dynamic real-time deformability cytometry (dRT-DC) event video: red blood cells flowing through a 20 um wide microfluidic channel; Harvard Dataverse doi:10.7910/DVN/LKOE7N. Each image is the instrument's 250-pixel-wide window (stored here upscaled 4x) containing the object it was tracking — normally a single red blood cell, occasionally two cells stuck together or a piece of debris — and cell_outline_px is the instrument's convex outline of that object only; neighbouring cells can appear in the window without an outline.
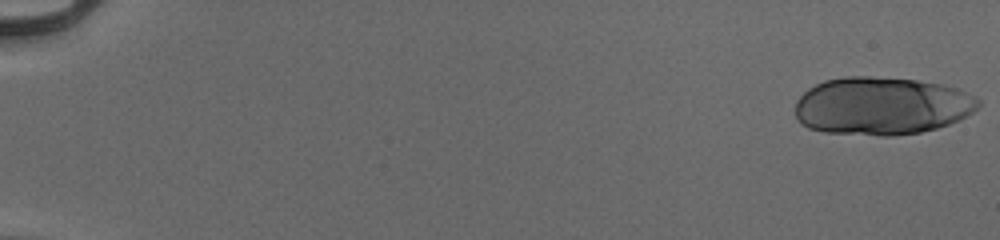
{"species": "human", "species_latin": "Homo sapiens", "temperature_condition": "cold", "stored_images_in_passage": 22, "camera_frame_rate_fps": 3000, "um_per_image_px": 0.085, "donor": {"sex": "male"}, "frame": {"image": 1, "passage_image": 1, "time_ms": 0.0, "image_size_px": [1000, 240], "cell_outline_px": [[980, 104], [972, 112], [948, 124], [936, 128], [920, 132], [892, 136], [880, 136], [824, 132], [808, 128], [796, 116], [796, 100], [808, 88], [824, 80], [844, 76], [868, 76], [916, 80], [944, 84], [956, 88], [980, 100]], "centroid_in_image_um": [74.91, 9.0], "position_along_channel_um": 10.1, "area_um2": 61.67}}
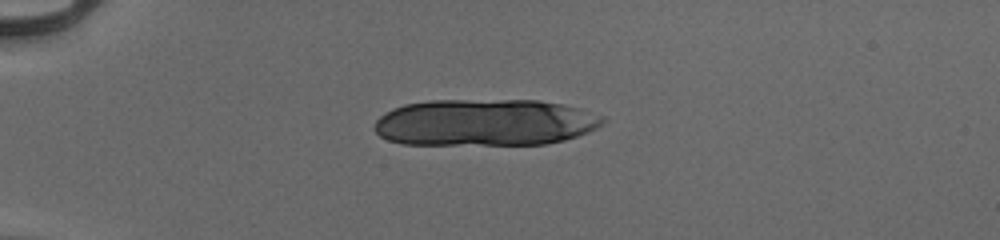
{"frame": {"image": 2, "passage_image": 15, "time_ms": 4.667, "image_size_px": [1000, 240], "cell_outline_px": [[604, 120], [596, 128], [576, 136], [564, 140], [544, 144], [404, 144], [388, 140], [380, 136], [372, 128], [376, 120], [384, 112], [392, 108], [404, 104], [428, 100], [540, 100], [564, 104], [604, 116]], "centroid_in_image_um": [41.17, 10.4], "position_along_channel_um": 43.8, "area_um2": 62.48}}